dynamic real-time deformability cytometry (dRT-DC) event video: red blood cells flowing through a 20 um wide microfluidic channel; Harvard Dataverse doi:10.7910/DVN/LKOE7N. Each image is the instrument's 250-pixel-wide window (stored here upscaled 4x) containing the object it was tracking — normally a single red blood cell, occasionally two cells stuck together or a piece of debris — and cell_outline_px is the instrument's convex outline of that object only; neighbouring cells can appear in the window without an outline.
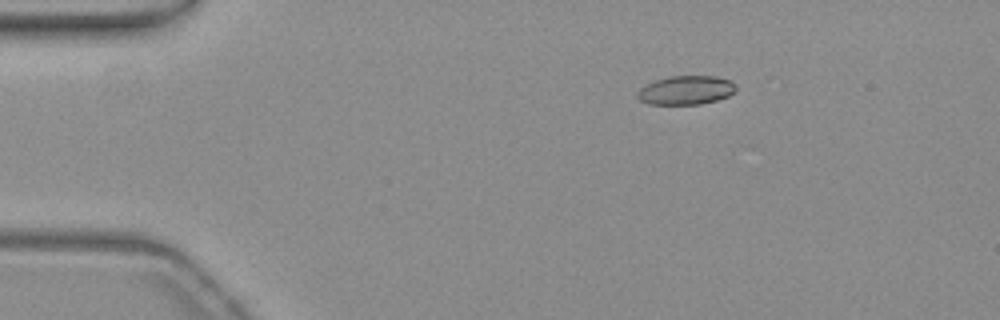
{"species": "common noctule bat (a hibernating species)", "species_latin": "Nyctalus noctula", "temperature_condition": "warm", "stored_images_in_passage": 15, "camera_frame_rate_fps": 3000, "um_per_image_px": 0.085, "animal": {"sex": "female", "body_mass_g": 19.3, "forearm_length_mm": 54.1}, "frame": {"image": 1, "passage_image": 1, "time_ms": 0.0, "image_size_px": [1000, 320], "cell_outline_px": [[736, 88], [728, 96], [716, 100], [700, 104], [648, 104], [640, 100], [636, 96], [636, 92], [640, 88], [656, 80], [668, 76], [716, 76], [732, 80], [736, 84]], "centroid_in_image_um": [58.3, 7.66], "position_along_channel_um": 26.7, "area_um2": 16.59}}
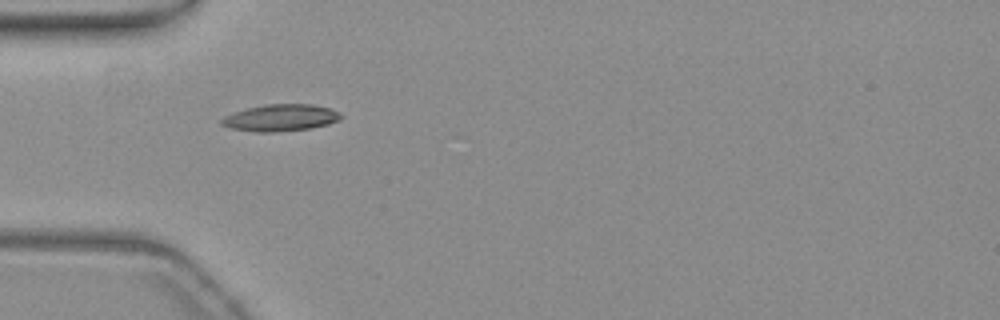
{"frame": {"image": 2, "passage_image": 9, "time_ms": 2.667, "image_size_px": [1000, 320], "cell_outline_px": [[344, 116], [340, 120], [328, 124], [308, 128], [272, 132], [256, 132], [232, 128], [220, 124], [220, 120], [224, 116], [248, 108], [268, 104], [312, 104], [332, 108], [340, 112]], "centroid_in_image_um": [23.9, 10.0], "position_along_channel_um": 61.1, "area_um2": 18.55}}
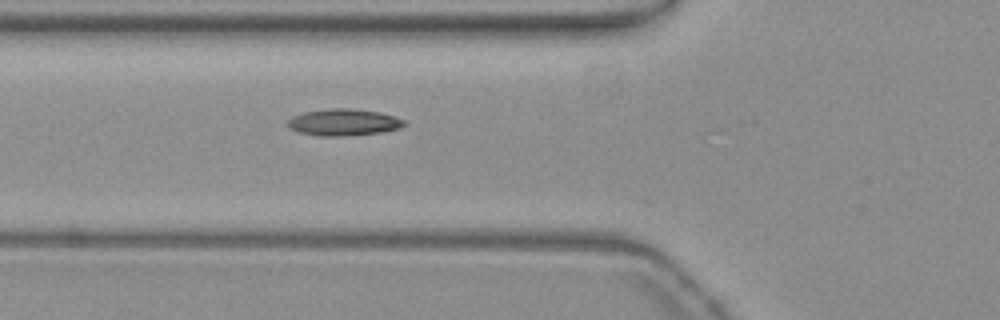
{"frame": {"image": 3, "passage_image": 12, "time_ms": 3.667, "image_size_px": [1000, 320], "cell_outline_px": [[408, 124], [400, 128], [380, 132], [336, 136], [320, 136], [296, 132], [288, 128], [284, 124], [292, 116], [304, 112], [328, 108], [352, 108], [380, 112], [404, 120]], "centroid_in_image_um": [29.14, 10.39], "position_along_channel_um": 96.7, "area_um2": 18.26}}